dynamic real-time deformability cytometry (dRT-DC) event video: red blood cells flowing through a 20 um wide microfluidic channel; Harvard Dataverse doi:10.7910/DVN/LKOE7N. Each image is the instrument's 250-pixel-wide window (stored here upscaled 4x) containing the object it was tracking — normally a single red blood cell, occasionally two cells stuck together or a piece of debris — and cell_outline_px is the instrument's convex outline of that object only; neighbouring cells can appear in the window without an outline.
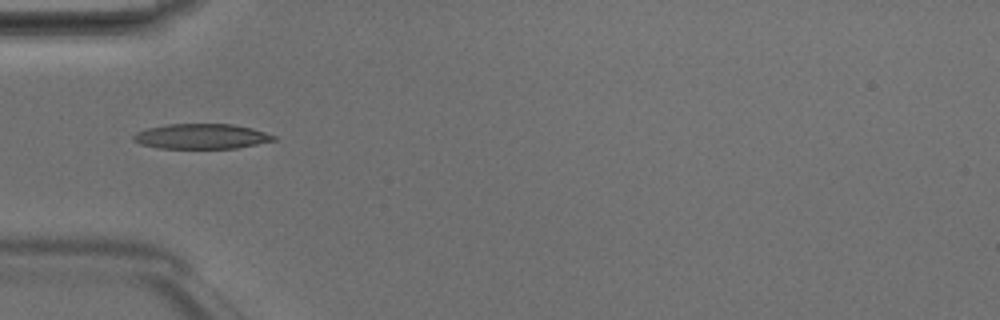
{"species": "Egyptian fruit bat (a non-hibernating species)", "species_latin": "Rousettus aegyptiacus", "temperature_condition": "room temperature", "stored_images_in_passage": 34, "camera_frame_rate_fps": 3000, "um_per_image_px": 0.085, "animal": {"sex": "male"}, "frame": {"image": 1, "passage_image": 1, "time_ms": 0.0, "image_size_px": [1000, 320], "cell_outline_px": [[276, 140], [236, 148], [160, 148], [140, 144], [132, 140], [132, 136], [136, 132], [148, 128], [168, 124], [232, 124], [252, 128], [276, 136]], "centroid_in_image_um": [17.1, 11.59], "position_along_channel_um": 67.9, "area_um2": 20.4}}
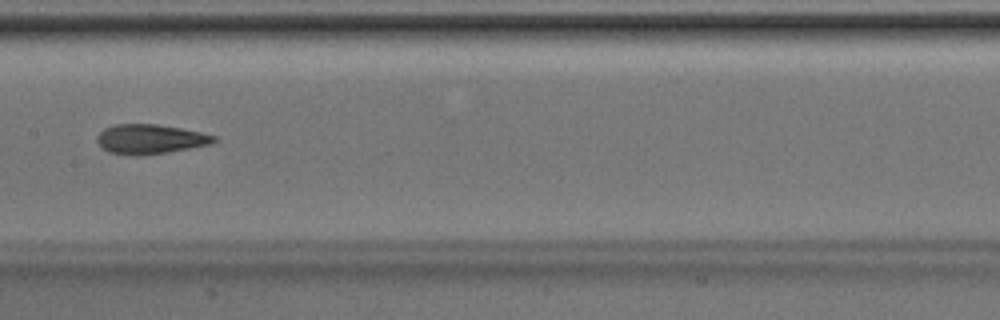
{"frame": {"image": 2, "passage_image": 10, "time_ms": 3.0, "image_size_px": [1000, 320], "cell_outline_px": [[216, 140], [212, 144], [168, 152], [144, 156], [136, 156], [108, 152], [96, 140], [96, 136], [104, 128], [116, 124], [160, 124], [200, 132], [216, 136]], "centroid_in_image_um": [12.76, 11.83], "position_along_channel_um": 194.6, "area_um2": 20.23}}
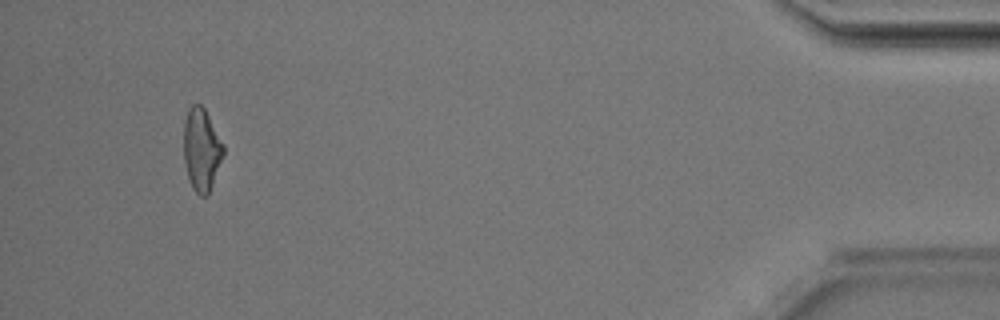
{"frame": {"image": 3, "passage_image": 31, "time_ms": 10.0, "image_size_px": [1000, 320], "cell_outline_px": [[224, 156], [208, 196], [200, 196], [192, 188], [188, 176], [184, 160], [184, 120], [188, 108], [192, 104], [200, 104], [204, 108], [224, 144]], "centroid_in_image_um": [17.14, 12.72], "position_along_channel_um": 418.1, "area_um2": 19.25}, "authors_computed_cell_mechanics": {"area_um2": 19.5075, "velocity_mm_per_s": 4.2092, "shape_relaxation_time_tau1_ms": 4.8246, "shape_relaxation_time_tau2_ms": 2.0773, "deformation_change_tau1": 0.1594, "deformation_change_tau2": 0.1039}}